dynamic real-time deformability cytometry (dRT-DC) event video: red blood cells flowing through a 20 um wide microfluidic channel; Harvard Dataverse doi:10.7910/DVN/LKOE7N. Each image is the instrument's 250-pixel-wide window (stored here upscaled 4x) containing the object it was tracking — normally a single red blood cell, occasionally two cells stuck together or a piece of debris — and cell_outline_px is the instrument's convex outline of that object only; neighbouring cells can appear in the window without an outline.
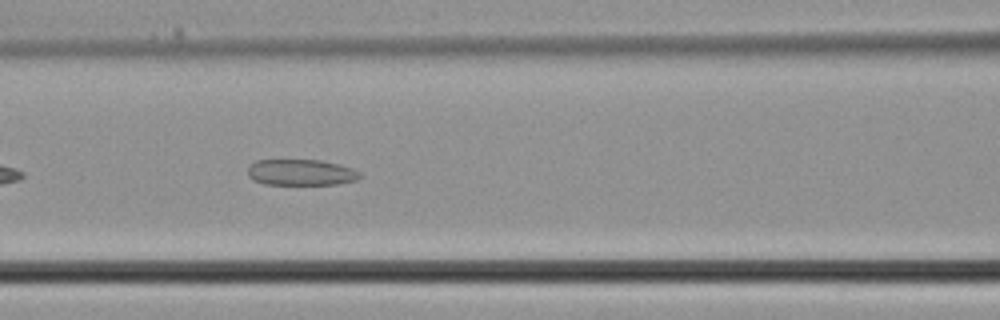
{"species": "common noctule bat (a hibernating species)", "species_latin": "Nyctalus noctula", "temperature_condition": "cold", "stored_images_in_passage": 24, "camera_frame_rate_fps": 3000, "um_per_image_px": 0.085, "animal": {"sex": "male", "body_mass_g": 21.5, "forearm_length_mm": 52.0}, "frame": {"image": 1, "passage_image": 9, "time_ms": 2.667, "image_size_px": [1000, 320], "cell_outline_px": [[360, 176], [356, 180], [336, 184], [264, 184], [252, 180], [248, 176], [248, 168], [256, 160], [320, 160], [340, 164], [352, 168], [360, 172]], "centroid_in_image_um": [25.57, 14.65], "position_along_channel_um": 141.0, "area_um2": 16.99}}
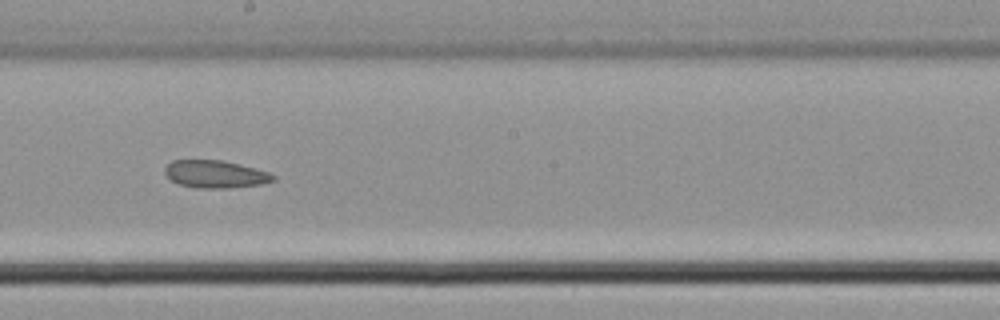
{"frame": {"image": 2, "passage_image": 14, "time_ms": 4.333, "image_size_px": [1000, 320], "cell_outline_px": [[276, 180], [260, 184], [228, 188], [196, 188], [180, 184], [172, 180], [164, 172], [164, 168], [172, 160], [224, 160], [256, 168], [268, 172], [276, 176]], "centroid_in_image_um": [18.32, 14.79], "position_along_channel_um": 229.9, "area_um2": 17.4}}
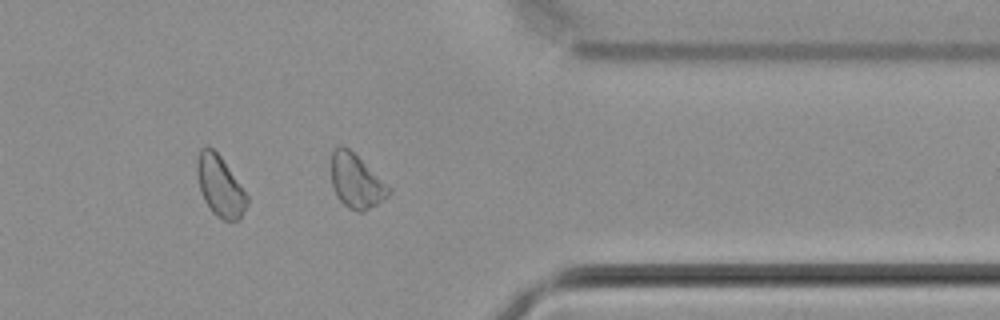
{"frame": {"image": 3, "passage_image": 23, "time_ms": 7.333, "image_size_px": [1000, 320], "cell_outline_px": [[248, 204], [240, 220], [224, 220], [216, 216], [212, 212], [204, 200], [200, 188], [196, 172], [196, 164], [200, 148], [212, 148], [220, 156], [248, 196]], "centroid_in_image_um": [18.7, 15.85], "position_along_channel_um": 392.7, "area_um2": 17.46}}